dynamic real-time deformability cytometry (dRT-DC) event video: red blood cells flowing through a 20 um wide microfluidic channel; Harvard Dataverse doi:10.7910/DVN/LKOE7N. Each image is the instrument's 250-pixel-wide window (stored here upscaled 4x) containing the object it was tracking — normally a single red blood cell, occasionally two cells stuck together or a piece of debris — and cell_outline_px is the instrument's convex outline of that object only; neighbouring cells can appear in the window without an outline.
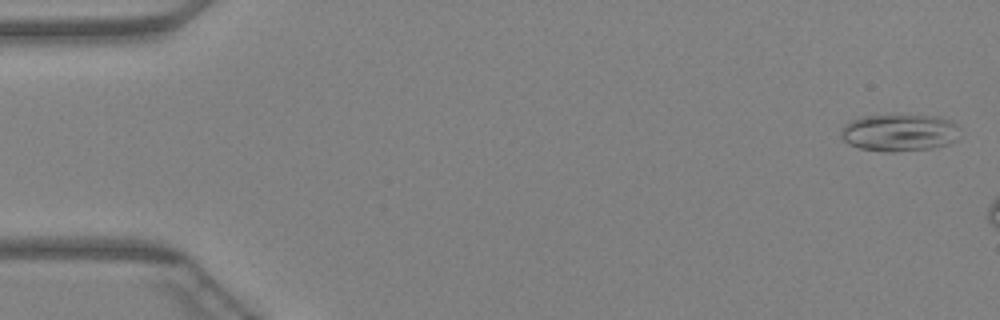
{"species": "Egyptian fruit bat (a non-hibernating species)", "species_latin": "Rousettus aegyptiacus", "temperature_condition": "warm", "stored_images_in_passage": 43, "camera_frame_rate_fps": 3000, "um_per_image_px": 0.085, "animal": {"sex": "female"}, "frame": {"image": 1, "passage_image": 1, "time_ms": 0.0, "image_size_px": [1000, 320], "cell_outline_px": [[960, 124], [956, 140], [948, 144], [932, 148], [892, 152], [884, 152], [860, 148], [848, 144], [840, 136], [840, 128], [844, 124], [852, 120], [864, 116], [936, 116], [952, 120]], "centroid_in_image_um": [76.45, 11.28], "position_along_channel_um": 8.6, "area_um2": 25.84}}
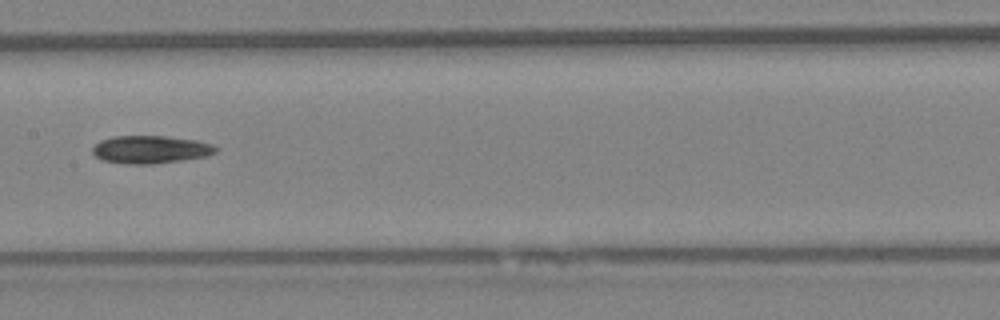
{"frame": {"image": 2, "passage_image": 23, "time_ms": 7.333, "image_size_px": [1000, 320], "cell_outline_px": [[220, 148], [216, 152], [208, 156], [152, 164], [128, 164], [104, 160], [96, 156], [92, 152], [92, 148], [100, 140], [112, 136], [164, 136], [196, 140], [212, 144]], "centroid_in_image_um": [12.82, 12.7], "position_along_channel_um": 194.6, "area_um2": 19.94}}
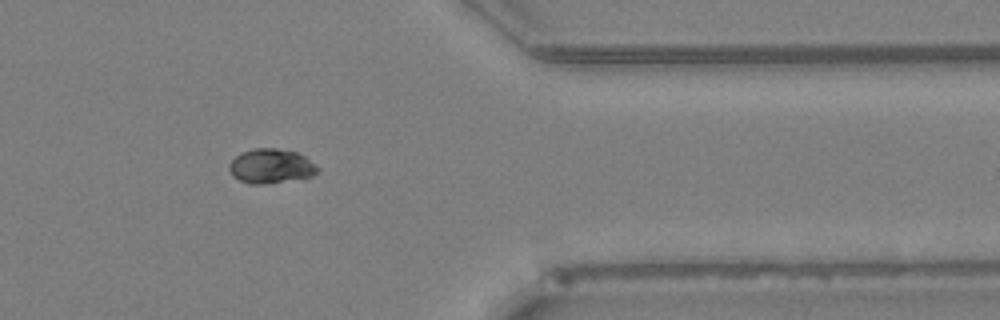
{"frame": {"image": 3, "passage_image": 37, "time_ms": 12.0, "image_size_px": [1000, 320], "cell_outline_px": [[320, 168], [312, 176], [264, 184], [248, 184], [232, 176], [228, 168], [228, 164], [240, 152], [252, 148], [276, 148], [296, 152], [304, 156]], "centroid_in_image_um": [22.98, 14.11], "position_along_channel_um": 388.4, "area_um2": 17.74}}